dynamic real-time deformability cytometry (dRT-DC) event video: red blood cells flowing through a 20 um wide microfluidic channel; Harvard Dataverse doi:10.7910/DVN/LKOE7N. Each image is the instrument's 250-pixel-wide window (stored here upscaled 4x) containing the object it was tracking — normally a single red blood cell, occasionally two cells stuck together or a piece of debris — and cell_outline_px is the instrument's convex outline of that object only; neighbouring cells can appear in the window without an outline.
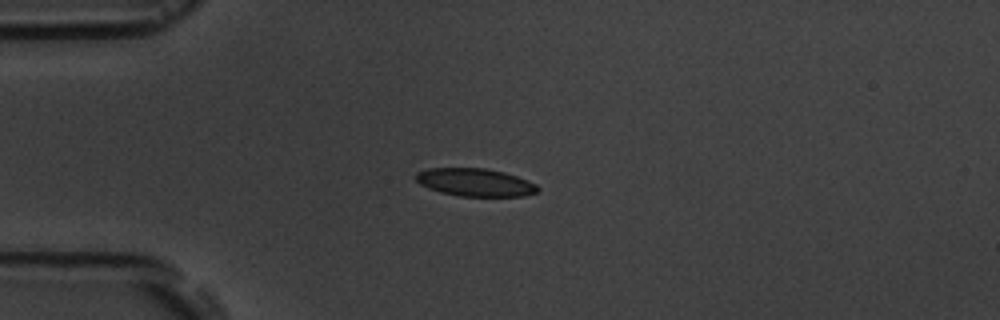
{"species": "common noctule bat (a hibernating species)", "species_latin": "Nyctalus noctula", "temperature_condition": "room temperature", "stored_images_in_passage": 3, "camera_frame_rate_fps": 3000, "um_per_image_px": 0.085, "animal": {"sex": "male", "body_mass_g": 19.5, "forearm_length_mm": 54.6}, "frame": {"image": 1, "passage_image": 3, "time_ms": 2.333, "image_size_px": [1000, 320], "cell_outline_px": [[540, 188], [536, 192], [524, 196], [460, 196], [440, 192], [428, 188], [420, 184], [416, 180], [416, 172], [428, 168], [484, 168], [504, 172], [516, 176], [536, 184]], "centroid_in_image_um": [40.37, 15.5], "position_along_channel_um": 44.6, "area_um2": 19.71}}